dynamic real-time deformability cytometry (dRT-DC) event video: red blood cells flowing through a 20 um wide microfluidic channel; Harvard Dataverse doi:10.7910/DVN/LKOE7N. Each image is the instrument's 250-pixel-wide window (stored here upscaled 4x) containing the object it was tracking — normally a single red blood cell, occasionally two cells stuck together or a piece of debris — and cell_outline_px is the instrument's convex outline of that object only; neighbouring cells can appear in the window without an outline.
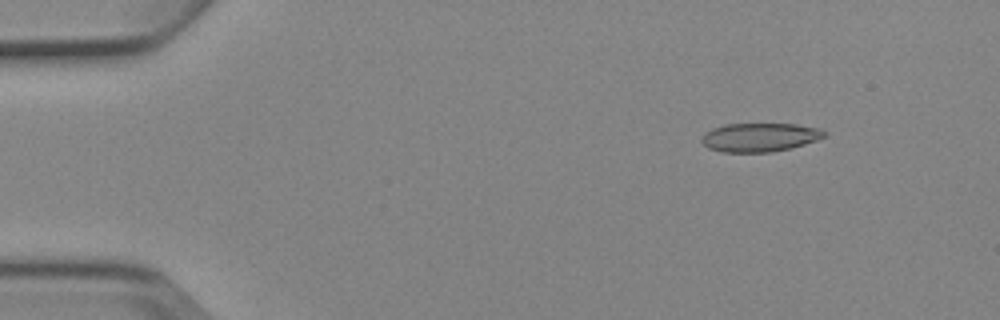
{"species": "Egyptian fruit bat (a non-hibernating species)", "species_latin": "Rousettus aegyptiacus", "temperature_condition": "cold", "stored_images_in_passage": 4, "camera_frame_rate_fps": 3000, "um_per_image_px": 0.085, "animal": {"sex": "female"}, "frame": {"image": 1, "passage_image": 1, "time_ms": 0.0, "image_size_px": [1000, 320], "cell_outline_px": [[828, 132], [824, 136], [816, 140], [804, 144], [772, 152], [720, 152], [708, 148], [700, 140], [704, 132], [712, 128], [724, 124], [796, 124], [820, 128]], "centroid_in_image_um": [64.54, 11.66], "position_along_channel_um": 20.5, "area_um2": 20.58}}
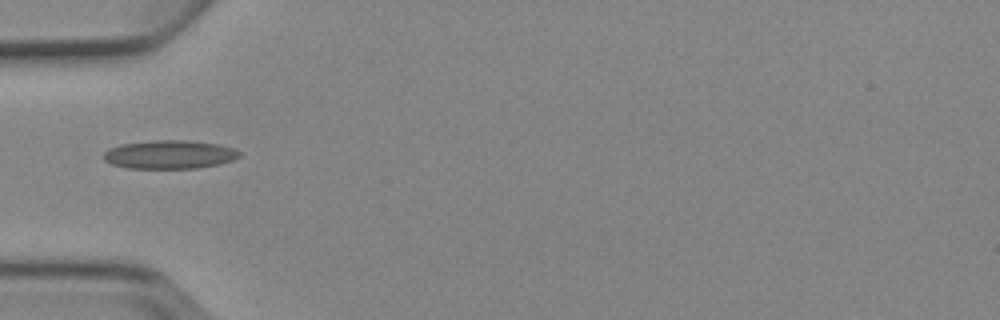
{"frame": {"image": 2, "passage_image": 4, "time_ms": 3.667, "image_size_px": [1000, 320], "cell_outline_px": [[240, 156], [232, 160], [220, 164], [196, 168], [128, 168], [112, 164], [104, 160], [104, 152], [108, 148], [120, 144], [152, 140], [188, 140], [220, 144], [232, 148], [240, 152]], "centroid_in_image_um": [14.4, 13.12], "position_along_channel_um": 70.6, "area_um2": 22.66}}